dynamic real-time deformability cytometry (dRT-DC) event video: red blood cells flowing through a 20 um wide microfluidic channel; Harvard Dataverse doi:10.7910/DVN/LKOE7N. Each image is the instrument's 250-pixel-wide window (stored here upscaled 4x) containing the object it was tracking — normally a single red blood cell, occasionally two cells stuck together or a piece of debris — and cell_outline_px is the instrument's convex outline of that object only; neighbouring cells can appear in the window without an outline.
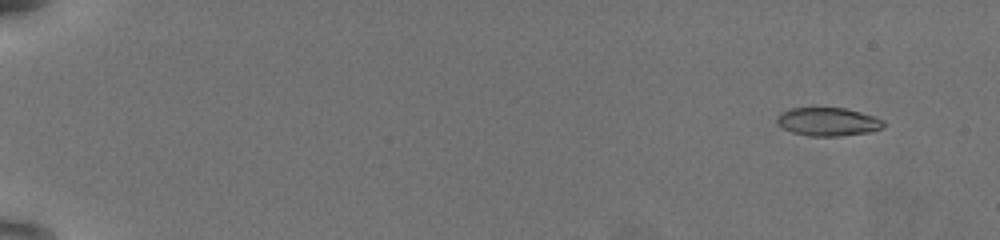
{"species": "common noctule bat (a hibernating species)", "species_latin": "Nyctalus noctula", "temperature_condition": "warm", "stored_images_in_passage": 59, "camera_frame_rate_fps": 3000, "um_per_image_px": 0.085, "animal": {"sex": "female", "body_mass_g": 19.5, "forearm_length_mm": 54.1}, "frame": {"image": 1, "passage_image": 6, "time_ms": 1.667, "image_size_px": [1000, 240], "cell_outline_px": [[884, 128], [872, 132], [840, 136], [808, 136], [792, 132], [776, 124], [776, 116], [780, 112], [792, 108], [844, 108], [876, 116], [884, 120]], "centroid_in_image_um": [70.39, 10.35], "position_along_channel_um": 14.6, "area_um2": 17.86}}
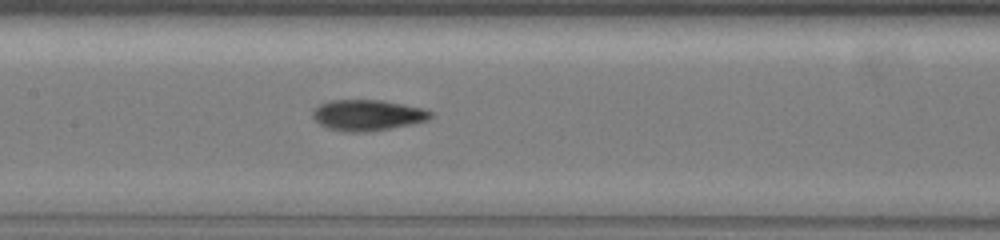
{"frame": {"image": 2, "passage_image": 33, "time_ms": 10.667, "image_size_px": [1000, 240], "cell_outline_px": [[432, 116], [428, 120], [388, 128], [364, 132], [344, 132], [328, 128], [320, 124], [312, 116], [312, 112], [320, 104], [332, 100], [380, 100], [420, 108], [432, 112]], "centroid_in_image_um": [31.19, 9.79], "position_along_channel_um": 176.2, "area_um2": 20.75}}
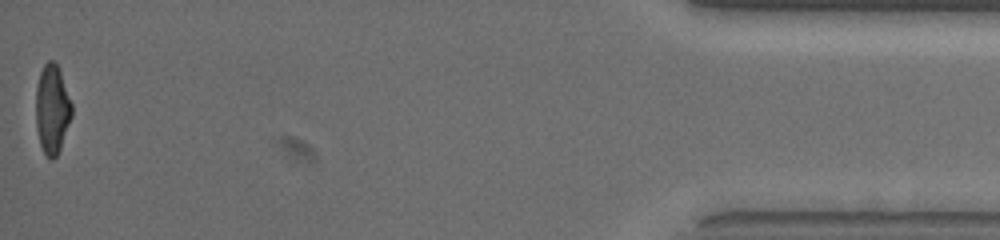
{"frame": {"image": 3, "passage_image": 59, "time_ms": 19.333, "image_size_px": [1000, 240], "cell_outline_px": [[72, 116], [60, 148], [56, 156], [52, 160], [48, 160], [40, 144], [36, 128], [36, 88], [40, 72], [44, 64], [48, 60], [52, 60], [56, 64], [60, 72], [72, 104]], "centroid_in_image_um": [4.42, 9.3], "position_along_channel_um": 430.8, "area_um2": 18.55}, "authors_computed_cell_mechanics": {"area_um2": 18.8428, "velocity_mm_per_s": 3.8404, "shape_relaxation_time_tau1_ms": 3.6043, "shape_relaxation_time_tau2_ms": 1.8306, "deformation_change_tau1": 0.1885, "deformation_change_tau2": 0.0986}}